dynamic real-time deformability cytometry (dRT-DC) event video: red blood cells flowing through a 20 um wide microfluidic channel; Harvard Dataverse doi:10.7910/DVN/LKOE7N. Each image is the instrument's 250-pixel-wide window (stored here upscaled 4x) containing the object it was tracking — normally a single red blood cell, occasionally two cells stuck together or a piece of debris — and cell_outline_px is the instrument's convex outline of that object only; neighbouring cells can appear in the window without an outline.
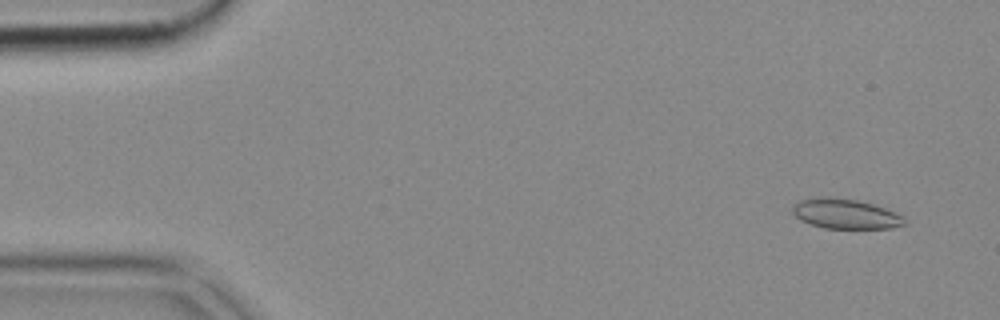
{"species": "common noctule bat (a hibernating species)", "species_latin": "Nyctalus noctula", "temperature_condition": "cold", "stored_images_in_passage": 35, "camera_frame_rate_fps": 3000, "um_per_image_px": 0.085, "animal": {"sex": "female", "body_mass_g": 18.4}, "frame": {"image": 1, "passage_image": 3, "time_ms": 0.667, "image_size_px": [1000, 320], "cell_outline_px": [[908, 224], [892, 228], [824, 228], [800, 220], [792, 212], [792, 204], [800, 200], [820, 196], [828, 196], [856, 200], [872, 204], [884, 208], [904, 216]], "centroid_in_image_um": [71.86, 18.17], "position_along_channel_um": 13.1, "area_um2": 19.59}}
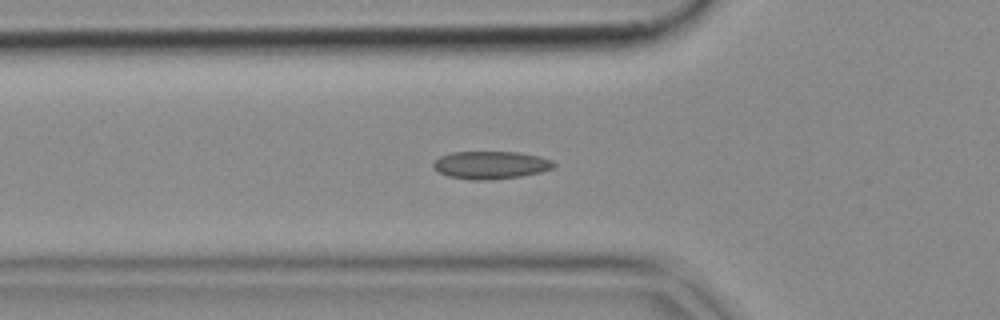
{"frame": {"image": 2, "passage_image": 17, "time_ms": 5.333, "image_size_px": [1000, 320], "cell_outline_px": [[556, 164], [552, 168], [540, 172], [520, 176], [492, 180], [472, 180], [448, 176], [440, 172], [432, 164], [440, 156], [452, 152], [520, 152], [540, 156], [552, 160]], "centroid_in_image_um": [41.74, 14.02], "position_along_channel_um": 84.1, "area_um2": 19.42}}
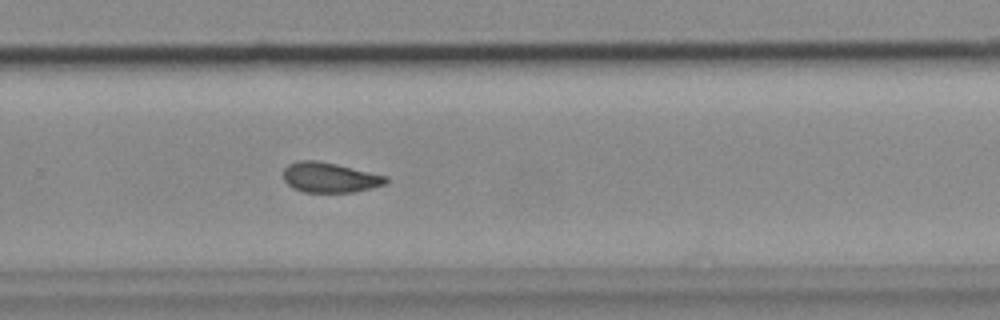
{"frame": {"image": 3, "passage_image": 34, "time_ms": 11.0, "image_size_px": [1000, 320], "cell_outline_px": [[388, 184], [372, 188], [352, 192], [304, 192], [292, 188], [284, 180], [284, 168], [288, 164], [300, 160], [316, 160], [336, 164], [388, 176]], "centroid_in_image_um": [28.05, 15.09], "position_along_channel_um": 301.8, "area_um2": 18.03}}